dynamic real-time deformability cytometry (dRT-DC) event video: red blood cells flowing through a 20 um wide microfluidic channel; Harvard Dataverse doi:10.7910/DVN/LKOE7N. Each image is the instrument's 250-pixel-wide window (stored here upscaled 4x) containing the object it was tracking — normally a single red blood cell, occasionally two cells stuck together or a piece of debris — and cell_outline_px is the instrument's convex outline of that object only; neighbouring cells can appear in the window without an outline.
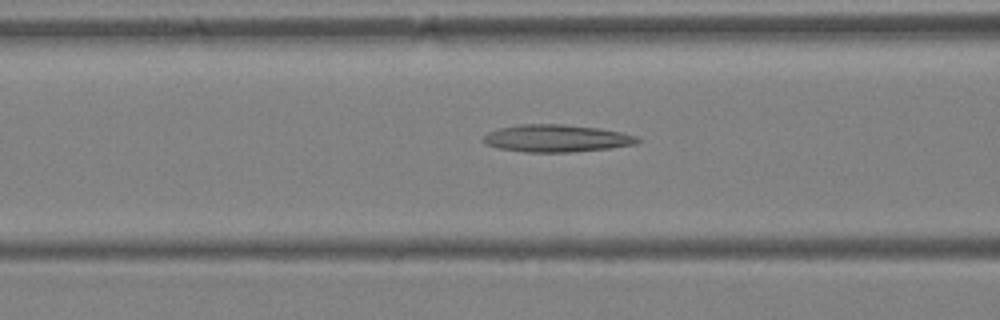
{"species": "Egyptian fruit bat (a non-hibernating species)", "species_latin": "Rousettus aegyptiacus", "temperature_condition": "warm", "stored_images_in_passage": 40, "camera_frame_rate_fps": 3000, "um_per_image_px": 0.085, "animal": {"sex": "female"}, "frame": {"image": 1, "passage_image": 16, "time_ms": 5.0, "image_size_px": [1000, 320], "cell_outline_px": [[644, 140], [636, 144], [608, 148], [572, 152], [524, 152], [500, 148], [488, 144], [480, 140], [488, 132], [500, 128], [520, 124], [564, 124], [600, 128], [620, 132], [636, 136]], "centroid_in_image_um": [47.33, 11.75], "position_along_channel_um": 119.3, "area_um2": 24.57}}
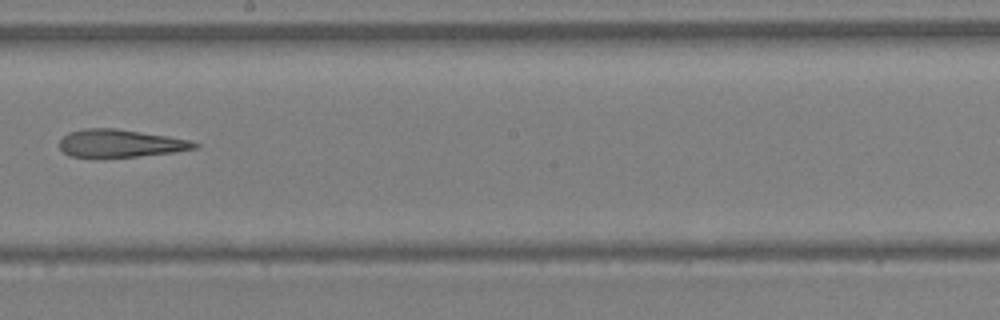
{"frame": {"image": 2, "passage_image": 23, "time_ms": 7.333, "image_size_px": [1000, 320], "cell_outline_px": [[200, 148], [172, 152], [136, 156], [68, 156], [60, 148], [60, 140], [68, 132], [84, 128], [116, 128], [168, 136], [192, 140], [200, 144]], "centroid_in_image_um": [10.27, 12.16], "position_along_channel_um": 237.9, "area_um2": 21.62}}
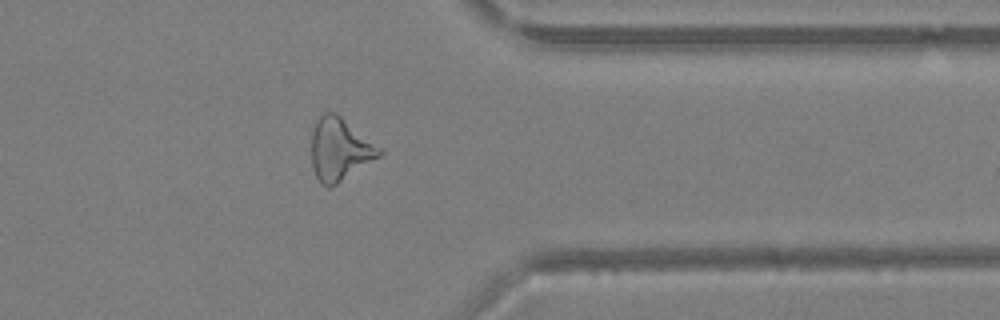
{"frame": {"image": 3, "passage_image": 32, "time_ms": 10.333, "image_size_px": [1000, 320], "cell_outline_px": [[384, 152], [380, 156], [336, 184], [328, 188], [320, 184], [312, 168], [312, 132], [316, 120], [324, 112], [336, 112], [380, 148]], "centroid_in_image_um": [28.84, 12.69], "position_along_channel_um": 382.6, "area_um2": 24.45}}